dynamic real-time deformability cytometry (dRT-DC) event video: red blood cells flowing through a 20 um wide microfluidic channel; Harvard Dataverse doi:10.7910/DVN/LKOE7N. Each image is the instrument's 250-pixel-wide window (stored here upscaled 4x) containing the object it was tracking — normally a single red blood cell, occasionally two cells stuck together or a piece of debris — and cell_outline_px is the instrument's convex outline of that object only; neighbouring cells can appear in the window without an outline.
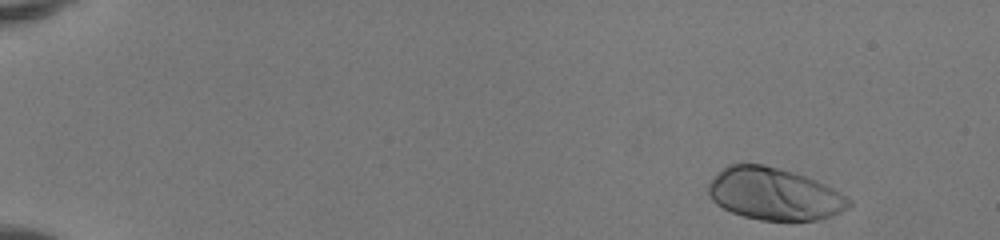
{"species": "human", "species_latin": "Homo sapiens", "temperature_condition": "room temperature", "stored_images_in_passage": 48, "camera_frame_rate_fps": 3000, "um_per_image_px": 0.085, "donor": {"sex": "female"}, "frame": {"image": 1, "passage_image": 2, "time_ms": 0.333, "image_size_px": [1000, 240], "cell_outline_px": [[852, 204], [848, 208], [832, 216], [820, 220], [760, 220], [744, 216], [732, 212], [716, 204], [708, 196], [708, 184], [728, 164], [760, 164], [780, 168], [816, 180], [840, 192], [852, 200]], "centroid_in_image_um": [65.83, 16.5], "position_along_channel_um": 19.2, "area_um2": 42.54}}
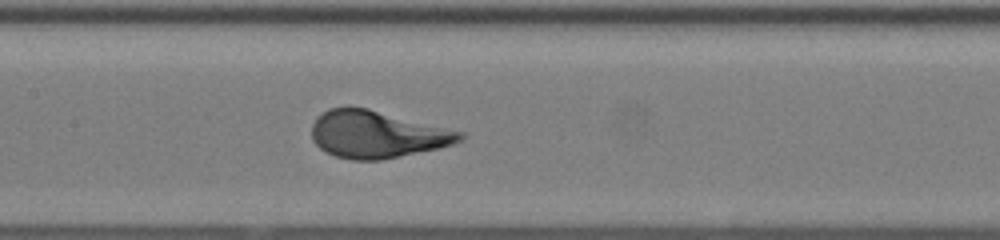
{"frame": {"image": 2, "passage_image": 24, "time_ms": 7.667, "image_size_px": [1000, 240], "cell_outline_px": [[464, 140], [440, 148], [380, 160], [352, 160], [336, 156], [324, 152], [312, 140], [312, 124], [328, 108], [348, 104], [368, 108], [464, 132]], "centroid_in_image_um": [32.03, 11.4], "position_along_channel_um": 175.4, "area_um2": 41.1}}
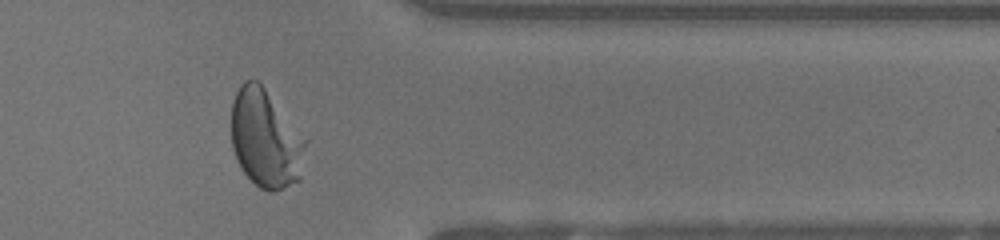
{"frame": {"image": 3, "passage_image": 40, "time_ms": 13.0, "image_size_px": [1000, 240], "cell_outline_px": [[308, 140], [300, 180], [272, 192], [268, 192], [260, 188], [240, 168], [232, 148], [232, 100], [240, 84], [244, 80], [256, 80], [264, 88]], "centroid_in_image_um": [22.59, 11.81], "position_along_channel_um": 388.8, "area_um2": 42.54}}